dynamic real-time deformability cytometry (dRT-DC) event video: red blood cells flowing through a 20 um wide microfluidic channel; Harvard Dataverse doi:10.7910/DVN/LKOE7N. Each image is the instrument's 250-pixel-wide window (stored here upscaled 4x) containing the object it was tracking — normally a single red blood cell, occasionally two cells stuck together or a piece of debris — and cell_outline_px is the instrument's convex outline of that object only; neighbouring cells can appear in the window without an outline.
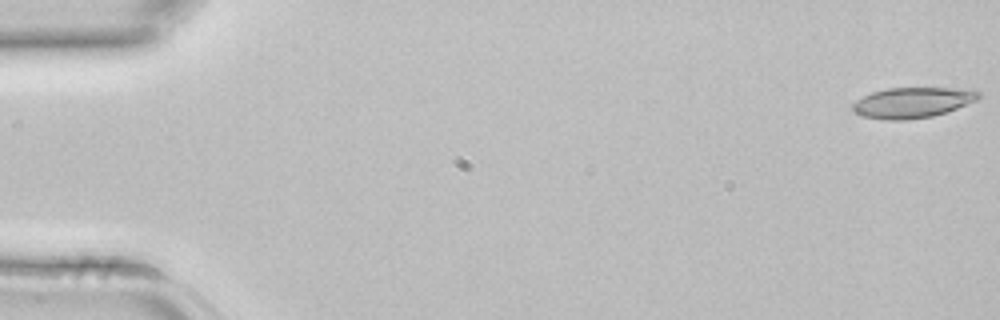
{"species": "common noctule bat (a hibernating species)", "species_latin": "Nyctalus noctula", "temperature_condition": "room temperature", "stored_images_in_passage": 3, "camera_frame_rate_fps": 3000, "um_per_image_px": 0.085, "animal": {"sex": "female", "body_mass_g": 22.7, "forearm_length_mm": 54.2}, "frame": {"image": 1, "passage_image": 1, "time_ms": 0.0, "image_size_px": [1000, 320], "cell_outline_px": [[980, 96], [976, 100], [956, 108], [932, 116], [908, 120], [884, 120], [864, 116], [852, 112], [852, 104], [856, 100], [872, 92], [888, 88], [972, 88], [980, 92]], "centroid_in_image_um": [77.55, 8.71], "position_along_channel_um": 7.4, "area_um2": 22.43}}